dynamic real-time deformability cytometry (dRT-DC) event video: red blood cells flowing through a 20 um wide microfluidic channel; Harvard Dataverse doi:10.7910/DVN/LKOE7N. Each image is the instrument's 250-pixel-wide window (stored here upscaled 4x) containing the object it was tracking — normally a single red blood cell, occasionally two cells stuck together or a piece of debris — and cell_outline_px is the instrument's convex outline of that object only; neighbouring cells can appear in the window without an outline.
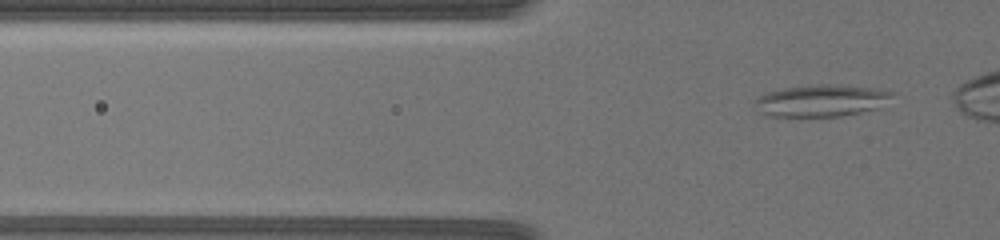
{"species": "common noctule bat (a hibernating species)", "species_latin": "Nyctalus noctula", "temperature_condition": "warm", "stored_images_in_passage": 47, "segment_of_instrument_passage": [1, 2], "camera_frame_rate_fps": 3000, "um_per_image_px": 0.085, "animal": {"sex": "female", "body_mass_g": 19.5, "forearm_length_mm": 54.1}, "frame": {"image": 1, "passage_image": 5, "time_ms": 1.333, "image_size_px": [1000, 240], "cell_outline_px": [[892, 96], [876, 108], [860, 112], [840, 116], [768, 116], [752, 108], [752, 104], [760, 96], [768, 92], [784, 88], [812, 84], [836, 84], [876, 88], [892, 92]], "centroid_in_image_um": [69.73, 8.54], "position_along_channel_um": 56.1, "area_um2": 25.43}}
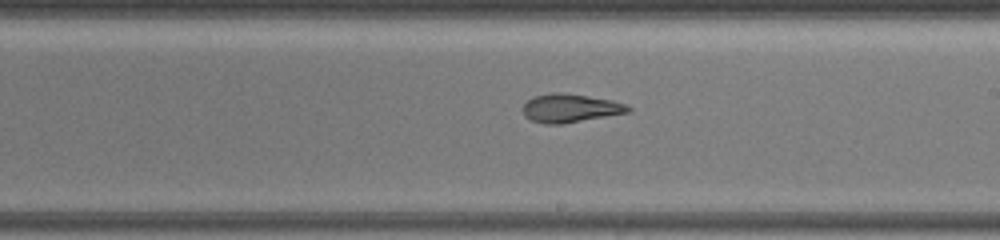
{"frame": {"image": 2, "passage_image": 27, "time_ms": 8.667, "image_size_px": [1000, 240], "cell_outline_px": [[632, 112], [560, 124], [544, 124], [532, 120], [524, 116], [524, 104], [532, 96], [552, 92], [560, 92], [588, 96], [612, 100], [624, 104], [632, 108]], "centroid_in_image_um": [48.48, 9.19], "position_along_channel_um": 240.5, "area_um2": 17.46}}
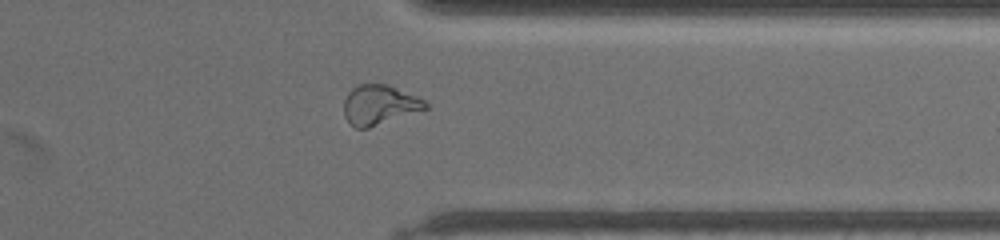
{"frame": {"image": 3, "passage_image": 42, "time_ms": 13.667, "image_size_px": [1000, 240], "cell_outline_px": [[428, 108], [368, 128], [356, 128], [344, 116], [344, 100], [348, 92], [352, 88], [360, 84], [388, 84], [416, 96], [424, 100], [428, 104]], "centroid_in_image_um": [32.24, 8.9], "position_along_channel_um": 379.2, "area_um2": 18.67}}